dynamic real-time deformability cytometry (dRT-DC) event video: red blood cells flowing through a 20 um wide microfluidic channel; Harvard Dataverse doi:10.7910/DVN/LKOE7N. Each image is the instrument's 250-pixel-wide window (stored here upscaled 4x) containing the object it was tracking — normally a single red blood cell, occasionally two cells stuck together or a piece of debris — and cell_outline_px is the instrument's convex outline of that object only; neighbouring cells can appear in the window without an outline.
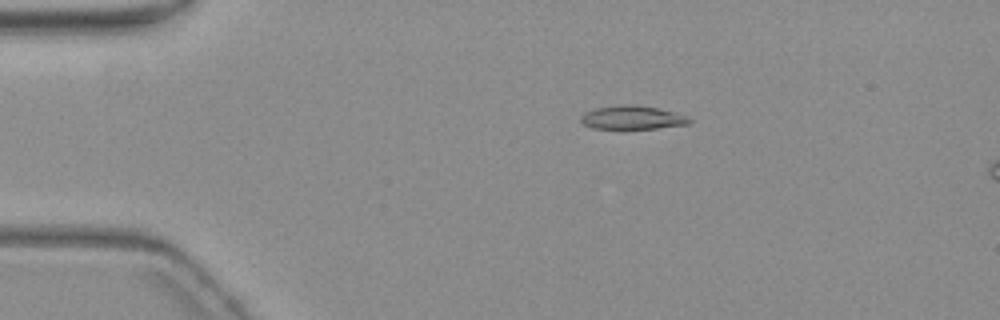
{"species": "common noctule bat (a hibernating species)", "species_latin": "Nyctalus noctula", "temperature_condition": "warm", "stored_images_in_passage": 6, "camera_frame_rate_fps": 3000, "um_per_image_px": 0.085, "animal": {"sex": "female", "body_mass_g": 19.3, "forearm_length_mm": 54.1}, "frame": {"image": 1, "passage_image": 4, "time_ms": 3.667, "image_size_px": [1000, 320], "cell_outline_px": [[692, 120], [688, 124], [656, 128], [592, 128], [584, 124], [580, 120], [580, 116], [584, 112], [596, 108], [620, 104], [632, 104], [660, 108], [684, 116]], "centroid_in_image_um": [53.7, 9.98], "position_along_channel_um": 31.3, "area_um2": 14.74}}